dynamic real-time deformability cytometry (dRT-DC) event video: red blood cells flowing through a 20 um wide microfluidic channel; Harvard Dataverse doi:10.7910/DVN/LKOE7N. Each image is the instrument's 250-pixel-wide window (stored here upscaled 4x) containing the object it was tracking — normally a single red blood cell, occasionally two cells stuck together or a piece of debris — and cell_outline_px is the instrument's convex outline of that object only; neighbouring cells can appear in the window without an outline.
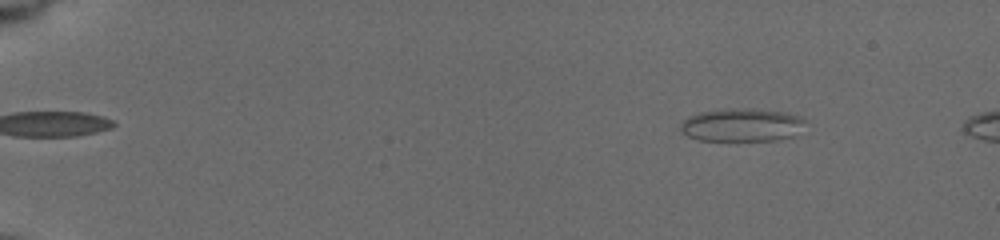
{"species": "common noctule bat (a hibernating species)", "species_latin": "Nyctalus noctula", "temperature_condition": "cold", "stored_images_in_passage": 56, "camera_frame_rate_fps": 3000, "um_per_image_px": 0.085, "animal": {"sex": "female", "body_mass_g": 19.5, "forearm_length_mm": 54.1}, "frame": {"image": 1, "passage_image": 7, "time_ms": 2.0, "image_size_px": [1000, 240], "cell_outline_px": [[804, 120], [792, 136], [776, 140], [700, 140], [688, 136], [680, 128], [680, 124], [688, 116], [700, 112], [748, 108], [784, 112], [796, 116]], "centroid_in_image_um": [62.98, 10.63], "position_along_channel_um": 22.0, "area_um2": 23.24}}
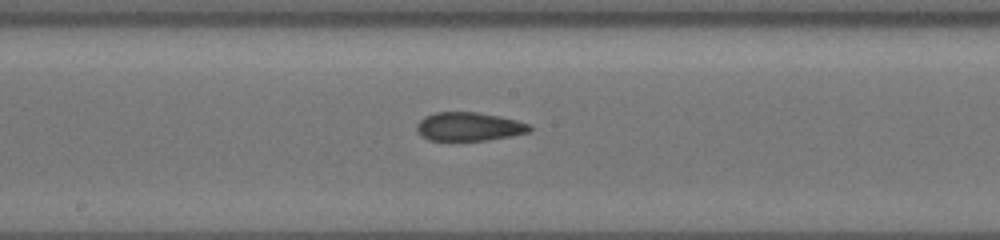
{"frame": {"image": 2, "passage_image": 32, "time_ms": 10.333, "image_size_px": [1000, 240], "cell_outline_px": [[532, 128], [528, 132], [512, 136], [488, 140], [428, 140], [420, 136], [416, 128], [416, 124], [424, 116], [436, 112], [476, 112], [500, 116], [532, 124]], "centroid_in_image_um": [39.86, 10.76], "position_along_channel_um": 208.3, "area_um2": 18.96}}
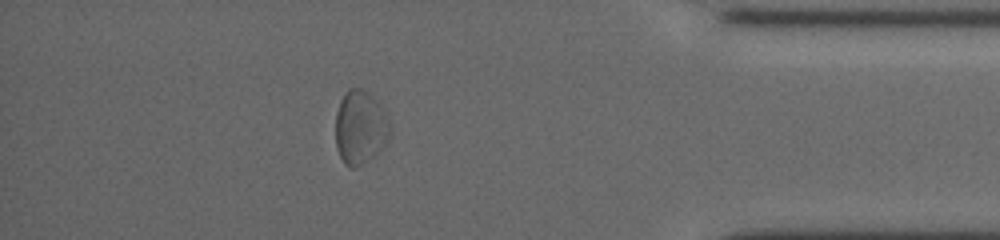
{"frame": {"image": 3, "passage_image": 50, "time_ms": 16.333, "image_size_px": [1000, 240], "cell_outline_px": [[388, 140], [368, 160], [356, 168], [352, 168], [344, 164], [336, 148], [336, 112], [340, 100], [344, 92], [348, 88], [360, 88], [368, 92], [380, 104], [388, 120]], "centroid_in_image_um": [30.57, 10.81], "position_along_channel_um": 404.6, "area_um2": 23.12}, "authors_computed_cell_mechanics": {"area_um2": 19.7387, "velocity_mm_per_s": 3.7439, "shape_relaxation_time_tau1_ms": null, "shape_relaxation_time_tau2_ms": 1.694, "deformation_change_tau1": null, "deformation_change_tau2": 0.1005}}